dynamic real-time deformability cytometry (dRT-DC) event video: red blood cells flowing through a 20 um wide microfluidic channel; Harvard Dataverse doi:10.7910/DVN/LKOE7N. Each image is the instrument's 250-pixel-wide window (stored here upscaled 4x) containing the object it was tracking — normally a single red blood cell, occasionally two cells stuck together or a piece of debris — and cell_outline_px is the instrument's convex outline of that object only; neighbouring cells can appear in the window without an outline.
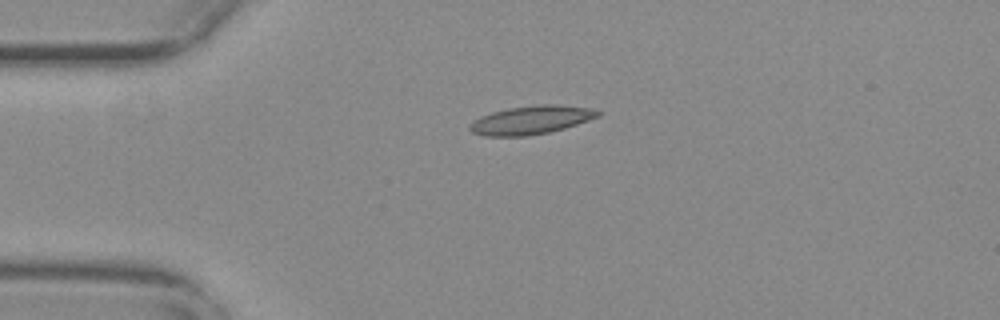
{"species": "common noctule bat (a hibernating species)", "species_latin": "Nyctalus noctula", "temperature_condition": "warm", "stored_images_in_passage": 10, "camera_frame_rate_fps": 3000, "um_per_image_px": 0.085, "animal": {"sex": "female", "body_mass_g": 29.2, "forearm_length_mm": 56.3}, "frame": {"image": 1, "passage_image": 1, "time_ms": 0.0, "image_size_px": [1000, 320], "cell_outline_px": [[600, 116], [564, 128], [548, 132], [524, 136], [484, 136], [472, 132], [468, 128], [468, 124], [472, 120], [480, 116], [492, 112], [508, 108], [536, 104], [556, 104], [592, 108], [600, 112]], "centroid_in_image_um": [45.1, 10.19], "position_along_channel_um": 39.9, "area_um2": 21.33}}
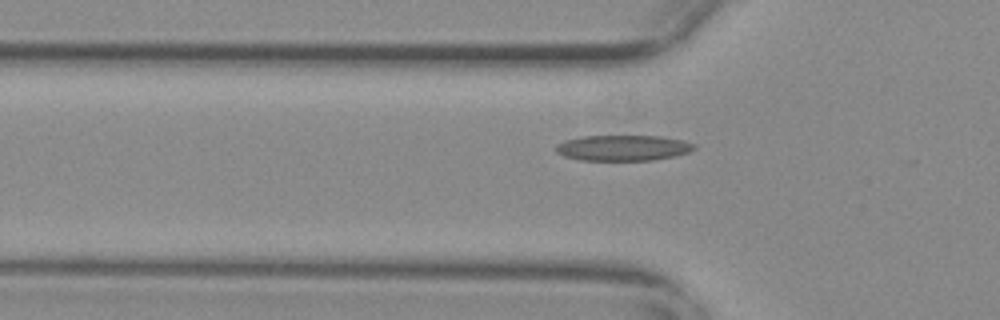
{"frame": {"image": 2, "passage_image": 6, "time_ms": 1.667, "image_size_px": [1000, 320], "cell_outline_px": [[696, 148], [688, 152], [676, 156], [652, 160], [580, 160], [564, 156], [556, 152], [556, 144], [564, 140], [584, 136], [660, 136], [684, 140], [696, 144]], "centroid_in_image_um": [52.97, 12.57], "position_along_channel_um": 72.8, "area_um2": 20.75}}
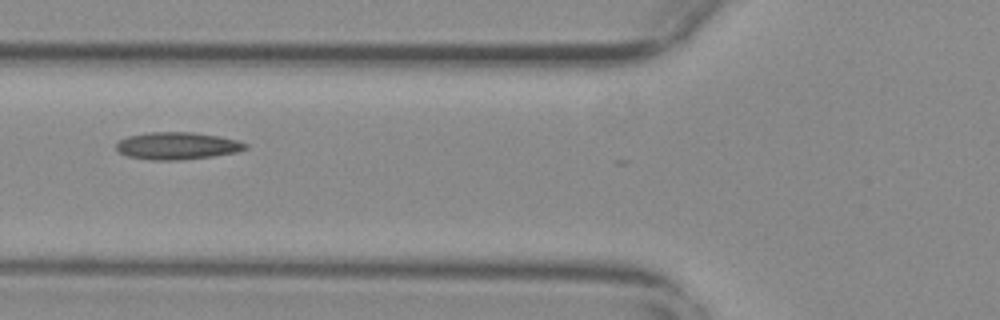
{"frame": {"image": 3, "passage_image": 9, "time_ms": 2.667, "image_size_px": [1000, 320], "cell_outline_px": [[248, 148], [236, 152], [212, 156], [180, 160], [148, 160], [128, 156], [120, 152], [116, 148], [116, 144], [120, 140], [128, 136], [148, 132], [192, 132], [220, 136], [236, 140], [248, 144]], "centroid_in_image_um": [15.06, 12.39], "position_along_channel_um": 110.7, "area_um2": 20.52}}